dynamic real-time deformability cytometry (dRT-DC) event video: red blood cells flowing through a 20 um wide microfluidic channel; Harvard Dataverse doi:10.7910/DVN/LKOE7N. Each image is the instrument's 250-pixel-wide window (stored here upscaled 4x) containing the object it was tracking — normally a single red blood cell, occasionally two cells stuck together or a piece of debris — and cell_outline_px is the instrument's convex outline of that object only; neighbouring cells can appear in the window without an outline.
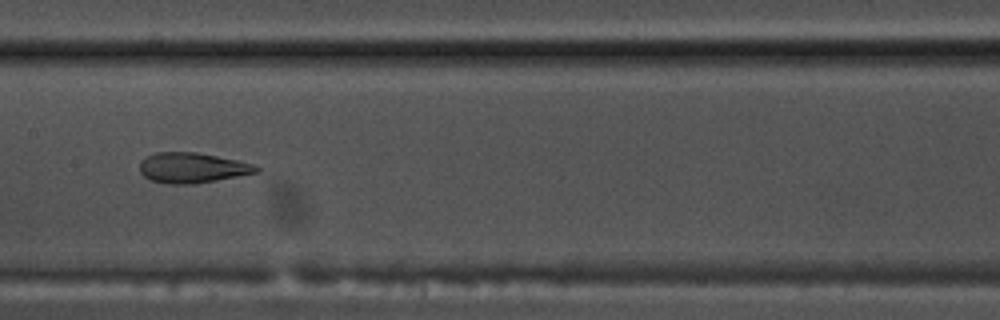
{"species": "common noctule bat (a hibernating species)", "species_latin": "Nyctalus noctula", "temperature_condition": "warm", "stored_images_in_passage": 43, "segment_of_instrument_passage": [1, 2], "camera_frame_rate_fps": 3000, "um_per_image_px": 0.085, "animal": {"sex": "male", "body_mass_g": 17.5, "forearm_length_mm": 52.3}, "frame": {"image": 1, "passage_image": 15, "time_ms": 4.667, "image_size_px": [1000, 320], "cell_outline_px": [[260, 172], [216, 180], [192, 184], [168, 184], [152, 180], [144, 176], [140, 172], [140, 160], [156, 152], [196, 152], [256, 164], [260, 168]], "centroid_in_image_um": [16.35, 14.26], "position_along_channel_um": 191.0, "area_um2": 20.52}}
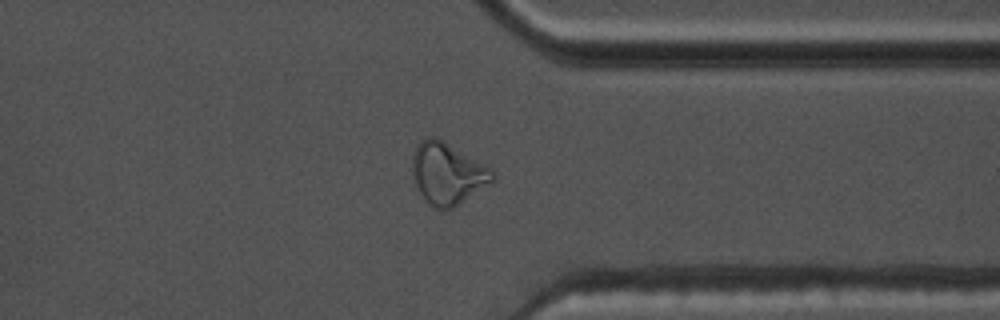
{"frame": {"image": 2, "passage_image": 30, "time_ms": 9.667, "image_size_px": [1000, 320], "cell_outline_px": [[496, 180], [452, 208], [444, 212], [436, 208], [424, 200], [416, 184], [412, 172], [412, 156], [416, 144], [420, 140], [428, 136], [436, 136], [492, 168], [496, 172]], "centroid_in_image_um": [38.05, 14.73], "position_along_channel_um": 373.4, "area_um2": 29.19}}
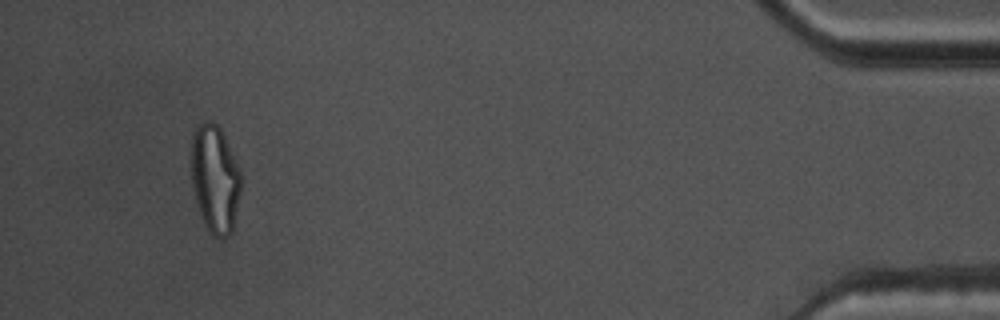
{"frame": {"image": 3, "passage_image": 39, "time_ms": 12.667, "image_size_px": [1000, 320], "cell_outline_px": [[240, 192], [232, 232], [228, 236], [212, 236], [204, 224], [200, 216], [192, 184], [192, 132], [204, 120], [212, 120], [220, 128], [224, 136], [240, 172]], "centroid_in_image_um": [18.26, 15.21], "position_along_channel_um": 416.9, "area_um2": 30.87}}